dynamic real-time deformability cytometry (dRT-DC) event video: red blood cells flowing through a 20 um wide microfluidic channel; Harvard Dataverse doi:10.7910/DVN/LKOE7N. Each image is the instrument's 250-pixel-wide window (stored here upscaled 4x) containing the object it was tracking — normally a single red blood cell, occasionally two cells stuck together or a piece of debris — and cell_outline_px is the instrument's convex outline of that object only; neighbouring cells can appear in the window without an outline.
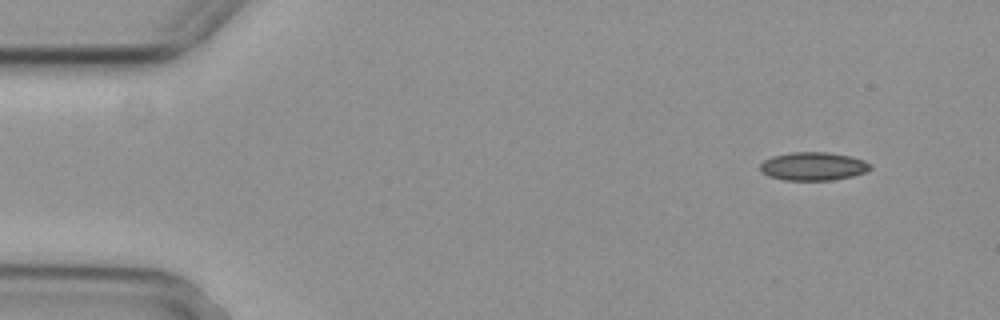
{"species": "common noctule bat (a hibernating species)", "species_latin": "Nyctalus noctula", "temperature_condition": "cold", "stored_images_in_passage": 4, "camera_frame_rate_fps": 3000, "um_per_image_px": 0.085, "animal": {"sex": "female", "body_mass_g": 29.2, "forearm_length_mm": 56.3}, "frame": {"image": 1, "passage_image": 1, "time_ms": 0.0, "image_size_px": [1000, 320], "cell_outline_px": [[872, 168], [868, 172], [852, 176], [832, 180], [784, 180], [768, 176], [760, 172], [760, 164], [764, 160], [772, 156], [792, 152], [828, 152], [852, 156], [864, 160], [872, 164]], "centroid_in_image_um": [69.15, 14.13], "position_along_channel_um": 15.9, "area_um2": 18.44}}
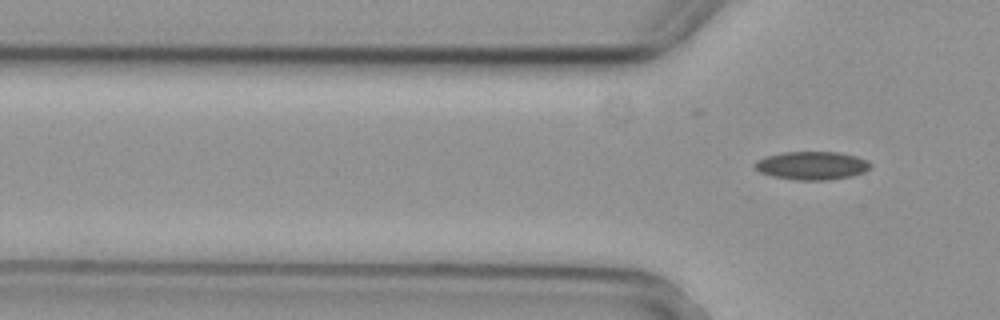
{"frame": {"image": 2, "passage_image": 4, "time_ms": 1.0, "image_size_px": [1000, 320], "cell_outline_px": [[872, 164], [864, 172], [852, 176], [828, 180], [796, 180], [772, 176], [760, 172], [752, 164], [756, 160], [764, 156], [784, 152], [840, 152], [856, 156]], "centroid_in_image_um": [68.97, 14.07], "position_along_channel_um": 56.8, "area_um2": 19.07}}